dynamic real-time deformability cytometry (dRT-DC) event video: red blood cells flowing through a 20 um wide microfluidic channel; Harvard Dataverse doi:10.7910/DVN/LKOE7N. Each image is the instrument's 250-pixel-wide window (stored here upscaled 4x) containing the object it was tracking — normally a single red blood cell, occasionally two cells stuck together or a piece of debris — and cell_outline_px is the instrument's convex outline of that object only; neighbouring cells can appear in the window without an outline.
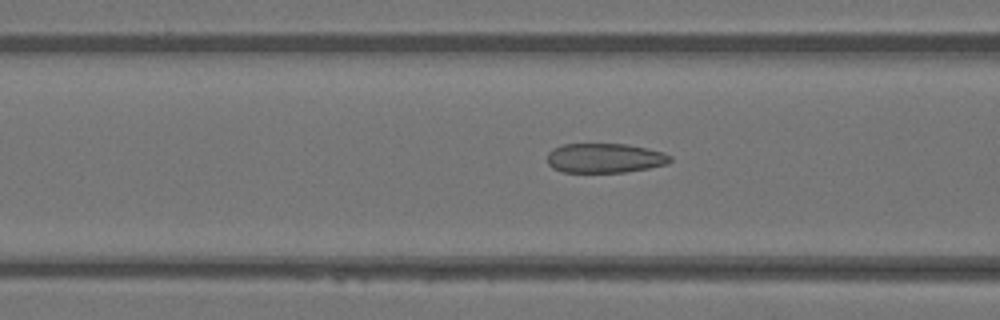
{"species": "Egyptian fruit bat (a non-hibernating species)", "species_latin": "Rousettus aegyptiacus", "temperature_condition": "warm", "stored_images_in_passage": 35, "camera_frame_rate_fps": 3000, "um_per_image_px": 0.085, "animal": {"sex": "female"}, "frame": {"image": 1, "passage_image": 5, "time_ms": 1.333, "image_size_px": [1000, 320], "cell_outline_px": [[672, 160], [668, 164], [648, 168], [624, 172], [564, 172], [552, 168], [548, 164], [548, 152], [552, 148], [564, 144], [628, 144], [648, 148], [664, 152], [672, 156]], "centroid_in_image_um": [51.43, 13.43], "position_along_channel_um": 115.2, "area_um2": 21.33}}
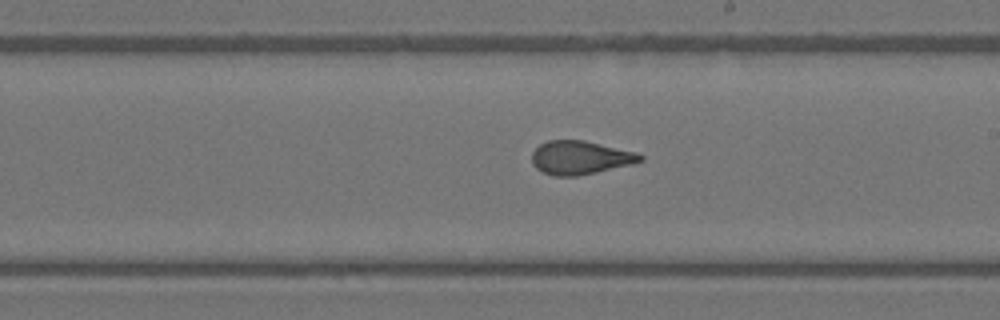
{"frame": {"image": 2, "passage_image": 14, "time_ms": 4.333, "image_size_px": [1000, 320], "cell_outline_px": [[644, 160], [632, 164], [596, 172], [576, 176], [556, 176], [544, 172], [536, 168], [532, 164], [532, 152], [540, 144], [548, 140], [584, 140], [636, 152], [644, 156]], "centroid_in_image_um": [49.32, 13.39], "position_along_channel_um": 239.7, "area_um2": 21.1}}
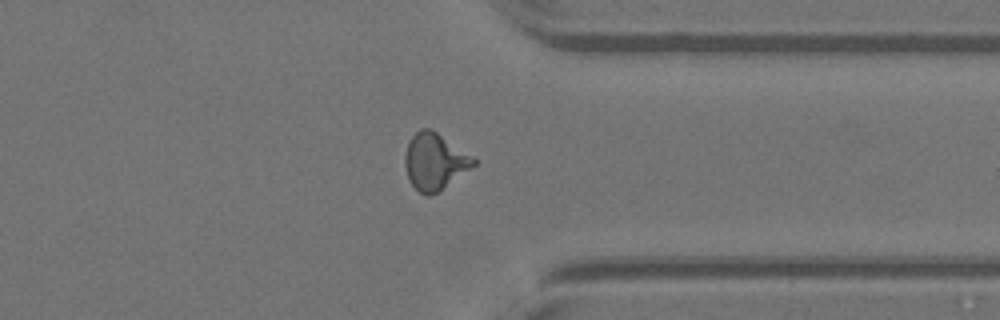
{"frame": {"image": 3, "passage_image": 24, "time_ms": 7.667, "image_size_px": [1000, 320], "cell_outline_px": [[476, 164], [436, 192], [428, 196], [424, 196], [412, 184], [408, 176], [404, 164], [404, 160], [408, 144], [412, 136], [420, 128], [428, 128], [436, 132], [472, 156], [476, 160]], "centroid_in_image_um": [36.92, 13.72], "position_along_channel_um": 374.5, "area_um2": 21.91}, "authors_computed_cell_mechanics": {"area_um2": 21.2704, "velocity_mm_per_s": 4.1452, "shape_relaxation_time_tau1_ms": 6.8755, "shape_relaxation_time_tau2_ms": 1.0882, "deformation_change_tau1": 0.1901, "deformation_change_tau2": 0.0906}}